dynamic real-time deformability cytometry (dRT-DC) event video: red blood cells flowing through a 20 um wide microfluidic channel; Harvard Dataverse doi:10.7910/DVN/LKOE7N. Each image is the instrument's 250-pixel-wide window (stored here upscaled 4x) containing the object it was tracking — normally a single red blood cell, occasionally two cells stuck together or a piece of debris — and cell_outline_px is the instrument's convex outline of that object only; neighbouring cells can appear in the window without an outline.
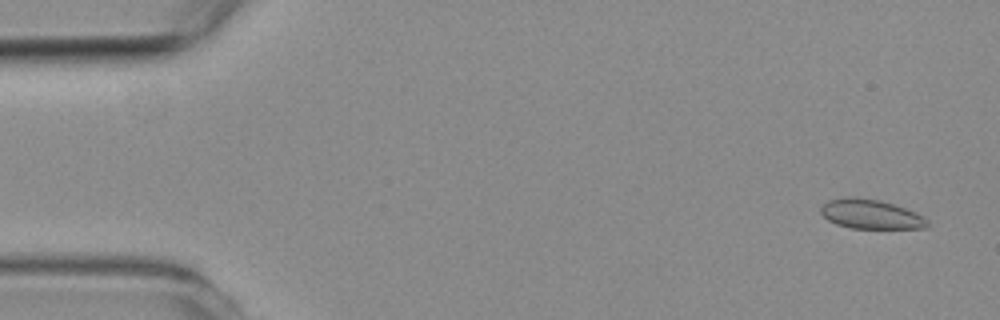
{"species": "common noctule bat (a hibernating species)", "species_latin": "Nyctalus noctula", "temperature_condition": "room temperature", "stored_images_in_passage": 7, "segment_of_instrument_passage": [1, 2], "camera_frame_rate_fps": 3000, "um_per_image_px": 0.085, "animal": {"sex": "female", "body_mass_g": 19.3, "forearm_length_mm": 54.1}, "frame": {"image": 1, "passage_image": 1, "time_ms": 0.0, "image_size_px": [1000, 320], "cell_outline_px": [[928, 228], [852, 228], [836, 224], [828, 220], [820, 212], [820, 208], [828, 200], [848, 196], [880, 200], [904, 208], [924, 216], [928, 220]], "centroid_in_image_um": [74.0, 18.2], "position_along_channel_um": 11.0, "area_um2": 18.15}}
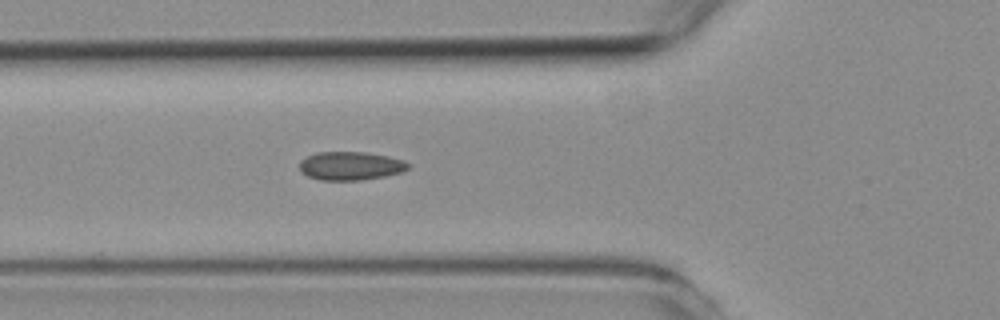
{"frame": {"image": 2, "passage_image": 6, "time_ms": 5.667, "image_size_px": [1000, 320], "cell_outline_px": [[412, 164], [408, 168], [400, 172], [384, 176], [360, 180], [320, 180], [308, 176], [300, 172], [300, 160], [316, 152], [368, 152], [388, 156], [404, 160]], "centroid_in_image_um": [29.8, 14.09], "position_along_channel_um": 96.0, "area_um2": 18.09}}